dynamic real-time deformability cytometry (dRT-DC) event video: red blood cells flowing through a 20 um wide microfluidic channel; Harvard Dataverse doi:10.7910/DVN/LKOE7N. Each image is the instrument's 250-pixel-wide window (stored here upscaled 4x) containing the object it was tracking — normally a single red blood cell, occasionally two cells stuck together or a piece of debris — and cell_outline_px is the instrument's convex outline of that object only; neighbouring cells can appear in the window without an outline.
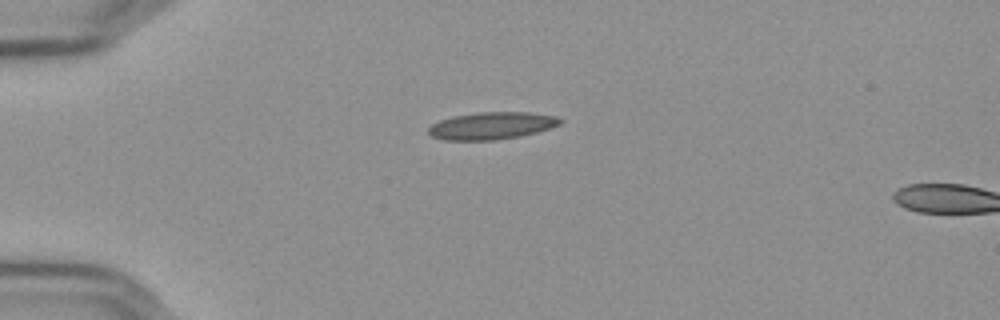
{"species": "Egyptian fruit bat (a non-hibernating species)", "species_latin": "Rousettus aegyptiacus", "temperature_condition": "cold", "stored_images_in_passage": 35, "camera_frame_rate_fps": 3000, "um_per_image_px": 0.085, "frame": {"image": 1, "passage_image": 1, "time_ms": 0.0, "image_size_px": [1000, 320], "cell_outline_px": [[564, 120], [560, 124], [536, 132], [516, 136], [492, 140], [444, 140], [432, 136], [428, 132], [428, 128], [432, 124], [440, 120], [452, 116], [476, 112], [528, 112], [556, 116]], "centroid_in_image_um": [41.76, 10.67], "position_along_channel_um": 43.2, "area_um2": 20.75}}
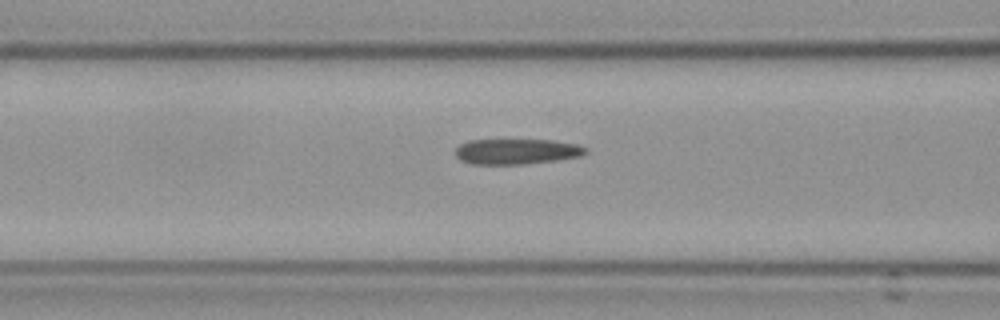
{"frame": {"image": 2, "passage_image": 10, "time_ms": 3.0, "image_size_px": [1000, 320], "cell_outline_px": [[588, 152], [580, 156], [556, 160], [520, 164], [472, 164], [460, 160], [452, 152], [460, 144], [468, 140], [552, 140], [576, 144], [588, 148]], "centroid_in_image_um": [43.87, 12.87], "position_along_channel_um": 122.7, "area_um2": 19.36}}
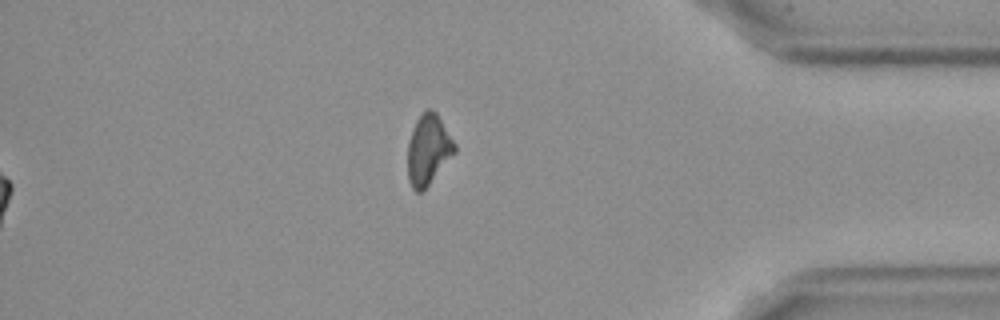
{"frame": {"image": 3, "passage_image": 35, "time_ms": 11.333, "image_size_px": [1000, 320], "cell_outline_px": [[456, 152], [428, 184], [420, 192], [416, 192], [412, 188], [408, 180], [408, 144], [416, 120], [428, 108], [432, 108], [436, 112], [456, 144]], "centroid_in_image_um": [36.41, 12.71], "position_along_channel_um": 398.8, "area_um2": 18.9}, "authors_computed_cell_mechanics": {"area_um2": 19.941, "velocity_mm_per_s": 3.6413, "shape_relaxation_time_tau1_ms": null, "shape_relaxation_time_tau2_ms": 3.8473, "deformation_change_tau1": null, "deformation_change_tau2": 0.1117}}